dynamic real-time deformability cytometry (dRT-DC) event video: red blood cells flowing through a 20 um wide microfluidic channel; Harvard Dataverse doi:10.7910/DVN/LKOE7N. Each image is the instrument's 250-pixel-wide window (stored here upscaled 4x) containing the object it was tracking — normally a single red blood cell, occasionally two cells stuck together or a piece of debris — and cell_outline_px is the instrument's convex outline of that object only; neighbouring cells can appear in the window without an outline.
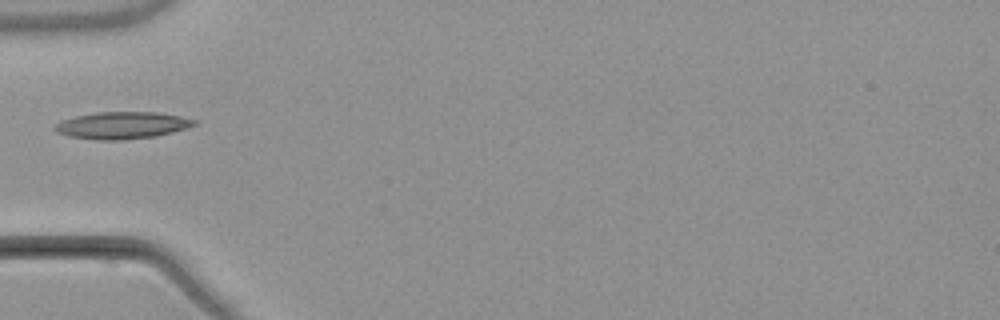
{"species": "common noctule bat (a hibernating species)", "species_latin": "Nyctalus noctula", "temperature_condition": "warm", "stored_images_in_passage": 1, "camera_frame_rate_fps": 3000, "um_per_image_px": 0.085, "animal": {"sex": "male", "body_mass_g": 21.5, "forearm_length_mm": 52.0}, "frame": {"image": 1, "passage_image": 1, "time_ms": 0.0, "image_size_px": [1000, 320], "cell_outline_px": [[200, 124], [172, 132], [156, 136], [124, 140], [96, 140], [72, 136], [56, 132], [52, 128], [56, 124], [64, 120], [76, 116], [96, 112], [160, 112], [180, 116], [196, 120]], "centroid_in_image_um": [10.43, 10.65], "position_along_channel_um": 74.6, "area_um2": 21.96}}